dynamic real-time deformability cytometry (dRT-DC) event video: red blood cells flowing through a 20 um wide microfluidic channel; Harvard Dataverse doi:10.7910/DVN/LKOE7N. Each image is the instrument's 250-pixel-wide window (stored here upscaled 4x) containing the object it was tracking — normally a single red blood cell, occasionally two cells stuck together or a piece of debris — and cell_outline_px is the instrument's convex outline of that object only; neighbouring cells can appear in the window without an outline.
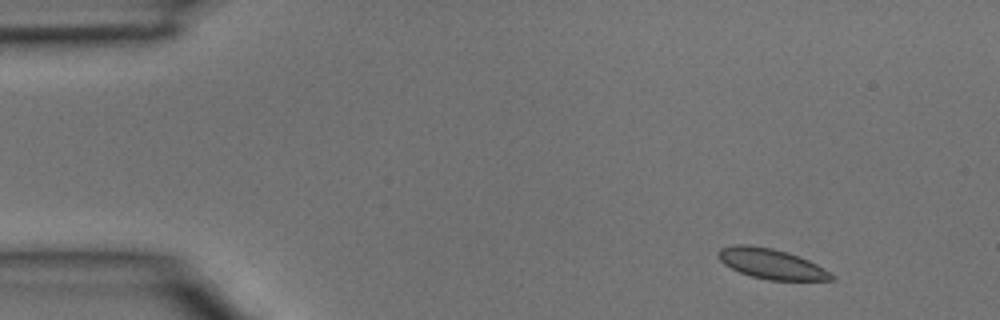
{"species": "common noctule bat (a hibernating species)", "species_latin": "Nyctalus noctula", "temperature_condition": "room temperature", "stored_images_in_passage": 3, "camera_frame_rate_fps": 3000, "um_per_image_px": 0.085, "animal": {"sex": "male", "body_mass_g": 15.6}, "frame": {"image": 1, "passage_image": 1, "time_ms": 0.0, "image_size_px": [1000, 320], "cell_outline_px": [[836, 280], [768, 280], [752, 276], [740, 272], [724, 264], [716, 256], [716, 252], [720, 248], [736, 244], [748, 244], [772, 248], [788, 252], [800, 256], [816, 264], [836, 276]], "centroid_in_image_um": [65.55, 22.41], "position_along_channel_um": 19.5, "area_um2": 20.0}}
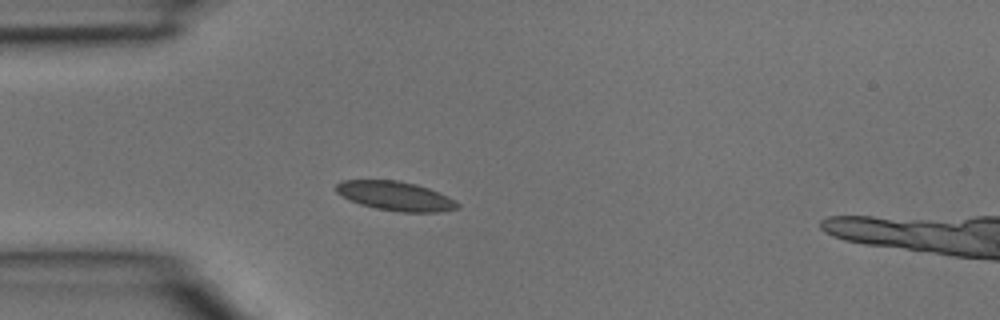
{"frame": {"image": 2, "passage_image": 3, "time_ms": 0.667, "image_size_px": [1000, 320], "cell_outline_px": [[460, 208], [440, 212], [400, 212], [376, 208], [360, 204], [348, 200], [336, 192], [336, 184], [340, 180], [400, 180], [416, 184], [440, 192], [456, 200], [460, 204]], "centroid_in_image_um": [33.63, 16.66], "position_along_channel_um": 51.4, "area_um2": 20.92}}